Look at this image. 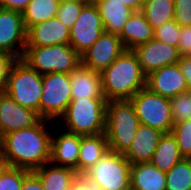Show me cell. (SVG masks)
<instances>
[{
  "mask_svg": "<svg viewBox=\"0 0 191 190\" xmlns=\"http://www.w3.org/2000/svg\"><path fill=\"white\" fill-rule=\"evenodd\" d=\"M85 174L103 190H128L131 188V163L120 153L108 151Z\"/></svg>",
  "mask_w": 191,
  "mask_h": 190,
  "instance_id": "obj_8",
  "label": "cell"
},
{
  "mask_svg": "<svg viewBox=\"0 0 191 190\" xmlns=\"http://www.w3.org/2000/svg\"><path fill=\"white\" fill-rule=\"evenodd\" d=\"M45 163L33 172L39 177L44 190H69L78 173L69 167Z\"/></svg>",
  "mask_w": 191,
  "mask_h": 190,
  "instance_id": "obj_24",
  "label": "cell"
},
{
  "mask_svg": "<svg viewBox=\"0 0 191 190\" xmlns=\"http://www.w3.org/2000/svg\"><path fill=\"white\" fill-rule=\"evenodd\" d=\"M103 32V22L97 6L85 5L70 29L69 44L81 56Z\"/></svg>",
  "mask_w": 191,
  "mask_h": 190,
  "instance_id": "obj_10",
  "label": "cell"
},
{
  "mask_svg": "<svg viewBox=\"0 0 191 190\" xmlns=\"http://www.w3.org/2000/svg\"><path fill=\"white\" fill-rule=\"evenodd\" d=\"M41 119L36 111L21 106L4 91L0 92V139L9 132L30 128Z\"/></svg>",
  "mask_w": 191,
  "mask_h": 190,
  "instance_id": "obj_14",
  "label": "cell"
},
{
  "mask_svg": "<svg viewBox=\"0 0 191 190\" xmlns=\"http://www.w3.org/2000/svg\"><path fill=\"white\" fill-rule=\"evenodd\" d=\"M140 124L171 133L172 119L170 99L152 92L147 87L139 90L131 99Z\"/></svg>",
  "mask_w": 191,
  "mask_h": 190,
  "instance_id": "obj_7",
  "label": "cell"
},
{
  "mask_svg": "<svg viewBox=\"0 0 191 190\" xmlns=\"http://www.w3.org/2000/svg\"><path fill=\"white\" fill-rule=\"evenodd\" d=\"M147 22L155 29L174 20V0H144L141 10Z\"/></svg>",
  "mask_w": 191,
  "mask_h": 190,
  "instance_id": "obj_27",
  "label": "cell"
},
{
  "mask_svg": "<svg viewBox=\"0 0 191 190\" xmlns=\"http://www.w3.org/2000/svg\"><path fill=\"white\" fill-rule=\"evenodd\" d=\"M84 6L85 4L80 0H60L56 17L68 29H71Z\"/></svg>",
  "mask_w": 191,
  "mask_h": 190,
  "instance_id": "obj_29",
  "label": "cell"
},
{
  "mask_svg": "<svg viewBox=\"0 0 191 190\" xmlns=\"http://www.w3.org/2000/svg\"><path fill=\"white\" fill-rule=\"evenodd\" d=\"M132 51L136 54L142 72L146 76L163 66L177 64L181 58L178 47L170 46L155 38L138 45Z\"/></svg>",
  "mask_w": 191,
  "mask_h": 190,
  "instance_id": "obj_13",
  "label": "cell"
},
{
  "mask_svg": "<svg viewBox=\"0 0 191 190\" xmlns=\"http://www.w3.org/2000/svg\"><path fill=\"white\" fill-rule=\"evenodd\" d=\"M166 172L150 162L131 164V189L166 190Z\"/></svg>",
  "mask_w": 191,
  "mask_h": 190,
  "instance_id": "obj_22",
  "label": "cell"
},
{
  "mask_svg": "<svg viewBox=\"0 0 191 190\" xmlns=\"http://www.w3.org/2000/svg\"><path fill=\"white\" fill-rule=\"evenodd\" d=\"M22 190H44V187L39 177L31 171L24 177Z\"/></svg>",
  "mask_w": 191,
  "mask_h": 190,
  "instance_id": "obj_38",
  "label": "cell"
},
{
  "mask_svg": "<svg viewBox=\"0 0 191 190\" xmlns=\"http://www.w3.org/2000/svg\"><path fill=\"white\" fill-rule=\"evenodd\" d=\"M106 105L105 98L72 99L60 117L65 122V131L82 136L105 133Z\"/></svg>",
  "mask_w": 191,
  "mask_h": 190,
  "instance_id": "obj_4",
  "label": "cell"
},
{
  "mask_svg": "<svg viewBox=\"0 0 191 190\" xmlns=\"http://www.w3.org/2000/svg\"><path fill=\"white\" fill-rule=\"evenodd\" d=\"M182 158L175 136L172 133H164L159 140L150 163L160 171L168 172Z\"/></svg>",
  "mask_w": 191,
  "mask_h": 190,
  "instance_id": "obj_25",
  "label": "cell"
},
{
  "mask_svg": "<svg viewBox=\"0 0 191 190\" xmlns=\"http://www.w3.org/2000/svg\"><path fill=\"white\" fill-rule=\"evenodd\" d=\"M170 105L174 124L191 119L190 91L170 98Z\"/></svg>",
  "mask_w": 191,
  "mask_h": 190,
  "instance_id": "obj_30",
  "label": "cell"
},
{
  "mask_svg": "<svg viewBox=\"0 0 191 190\" xmlns=\"http://www.w3.org/2000/svg\"><path fill=\"white\" fill-rule=\"evenodd\" d=\"M140 125L130 100H110L106 105V138L109 151L124 154Z\"/></svg>",
  "mask_w": 191,
  "mask_h": 190,
  "instance_id": "obj_3",
  "label": "cell"
},
{
  "mask_svg": "<svg viewBox=\"0 0 191 190\" xmlns=\"http://www.w3.org/2000/svg\"><path fill=\"white\" fill-rule=\"evenodd\" d=\"M180 26L174 21H168L154 29V38L173 47H178Z\"/></svg>",
  "mask_w": 191,
  "mask_h": 190,
  "instance_id": "obj_33",
  "label": "cell"
},
{
  "mask_svg": "<svg viewBox=\"0 0 191 190\" xmlns=\"http://www.w3.org/2000/svg\"><path fill=\"white\" fill-rule=\"evenodd\" d=\"M126 50L154 39V28L147 22L142 11H134L118 34Z\"/></svg>",
  "mask_w": 191,
  "mask_h": 190,
  "instance_id": "obj_20",
  "label": "cell"
},
{
  "mask_svg": "<svg viewBox=\"0 0 191 190\" xmlns=\"http://www.w3.org/2000/svg\"><path fill=\"white\" fill-rule=\"evenodd\" d=\"M178 143V148L183 158L191 156V119L174 124L171 132Z\"/></svg>",
  "mask_w": 191,
  "mask_h": 190,
  "instance_id": "obj_31",
  "label": "cell"
},
{
  "mask_svg": "<svg viewBox=\"0 0 191 190\" xmlns=\"http://www.w3.org/2000/svg\"><path fill=\"white\" fill-rule=\"evenodd\" d=\"M174 21L180 26H191V0H174Z\"/></svg>",
  "mask_w": 191,
  "mask_h": 190,
  "instance_id": "obj_34",
  "label": "cell"
},
{
  "mask_svg": "<svg viewBox=\"0 0 191 190\" xmlns=\"http://www.w3.org/2000/svg\"><path fill=\"white\" fill-rule=\"evenodd\" d=\"M109 151L106 134L81 135V143L78 158V174L85 173Z\"/></svg>",
  "mask_w": 191,
  "mask_h": 190,
  "instance_id": "obj_21",
  "label": "cell"
},
{
  "mask_svg": "<svg viewBox=\"0 0 191 190\" xmlns=\"http://www.w3.org/2000/svg\"><path fill=\"white\" fill-rule=\"evenodd\" d=\"M47 121L41 119L30 128L9 132L0 139V153L10 167L31 172L50 162L53 135L46 130Z\"/></svg>",
  "mask_w": 191,
  "mask_h": 190,
  "instance_id": "obj_1",
  "label": "cell"
},
{
  "mask_svg": "<svg viewBox=\"0 0 191 190\" xmlns=\"http://www.w3.org/2000/svg\"><path fill=\"white\" fill-rule=\"evenodd\" d=\"M29 172L30 171L22 168L9 166L7 170L1 175L0 190H22L24 177Z\"/></svg>",
  "mask_w": 191,
  "mask_h": 190,
  "instance_id": "obj_32",
  "label": "cell"
},
{
  "mask_svg": "<svg viewBox=\"0 0 191 190\" xmlns=\"http://www.w3.org/2000/svg\"><path fill=\"white\" fill-rule=\"evenodd\" d=\"M60 0H31L22 12L26 30L33 25L56 17Z\"/></svg>",
  "mask_w": 191,
  "mask_h": 190,
  "instance_id": "obj_26",
  "label": "cell"
},
{
  "mask_svg": "<svg viewBox=\"0 0 191 190\" xmlns=\"http://www.w3.org/2000/svg\"><path fill=\"white\" fill-rule=\"evenodd\" d=\"M42 88L40 117L50 121L59 119L72 100L70 74L55 72L44 74Z\"/></svg>",
  "mask_w": 191,
  "mask_h": 190,
  "instance_id": "obj_9",
  "label": "cell"
},
{
  "mask_svg": "<svg viewBox=\"0 0 191 190\" xmlns=\"http://www.w3.org/2000/svg\"><path fill=\"white\" fill-rule=\"evenodd\" d=\"M72 99L105 98L100 72L80 64L70 73Z\"/></svg>",
  "mask_w": 191,
  "mask_h": 190,
  "instance_id": "obj_19",
  "label": "cell"
},
{
  "mask_svg": "<svg viewBox=\"0 0 191 190\" xmlns=\"http://www.w3.org/2000/svg\"><path fill=\"white\" fill-rule=\"evenodd\" d=\"M8 167H9L8 161L0 153V178H1V175L7 170Z\"/></svg>",
  "mask_w": 191,
  "mask_h": 190,
  "instance_id": "obj_42",
  "label": "cell"
},
{
  "mask_svg": "<svg viewBox=\"0 0 191 190\" xmlns=\"http://www.w3.org/2000/svg\"><path fill=\"white\" fill-rule=\"evenodd\" d=\"M100 75L107 101L130 100L146 86V75L132 50H125Z\"/></svg>",
  "mask_w": 191,
  "mask_h": 190,
  "instance_id": "obj_2",
  "label": "cell"
},
{
  "mask_svg": "<svg viewBox=\"0 0 191 190\" xmlns=\"http://www.w3.org/2000/svg\"><path fill=\"white\" fill-rule=\"evenodd\" d=\"M145 87L169 99L189 91L186 79L178 63L163 66L148 74Z\"/></svg>",
  "mask_w": 191,
  "mask_h": 190,
  "instance_id": "obj_15",
  "label": "cell"
},
{
  "mask_svg": "<svg viewBox=\"0 0 191 190\" xmlns=\"http://www.w3.org/2000/svg\"><path fill=\"white\" fill-rule=\"evenodd\" d=\"M163 134L158 129L140 124L131 146L123 155L131 164L150 162Z\"/></svg>",
  "mask_w": 191,
  "mask_h": 190,
  "instance_id": "obj_17",
  "label": "cell"
},
{
  "mask_svg": "<svg viewBox=\"0 0 191 190\" xmlns=\"http://www.w3.org/2000/svg\"><path fill=\"white\" fill-rule=\"evenodd\" d=\"M4 92L18 104L36 111L40 116L42 75L22 59H17L12 65Z\"/></svg>",
  "mask_w": 191,
  "mask_h": 190,
  "instance_id": "obj_6",
  "label": "cell"
},
{
  "mask_svg": "<svg viewBox=\"0 0 191 190\" xmlns=\"http://www.w3.org/2000/svg\"><path fill=\"white\" fill-rule=\"evenodd\" d=\"M125 50L126 48L118 34L104 31L99 39L81 55V64L101 72Z\"/></svg>",
  "mask_w": 191,
  "mask_h": 190,
  "instance_id": "obj_12",
  "label": "cell"
},
{
  "mask_svg": "<svg viewBox=\"0 0 191 190\" xmlns=\"http://www.w3.org/2000/svg\"><path fill=\"white\" fill-rule=\"evenodd\" d=\"M70 29L57 17L30 26L26 32V47L69 44Z\"/></svg>",
  "mask_w": 191,
  "mask_h": 190,
  "instance_id": "obj_16",
  "label": "cell"
},
{
  "mask_svg": "<svg viewBox=\"0 0 191 190\" xmlns=\"http://www.w3.org/2000/svg\"><path fill=\"white\" fill-rule=\"evenodd\" d=\"M178 64L186 79L189 91H191V56L181 57Z\"/></svg>",
  "mask_w": 191,
  "mask_h": 190,
  "instance_id": "obj_40",
  "label": "cell"
},
{
  "mask_svg": "<svg viewBox=\"0 0 191 190\" xmlns=\"http://www.w3.org/2000/svg\"><path fill=\"white\" fill-rule=\"evenodd\" d=\"M69 190H103L93 179L85 173L78 174Z\"/></svg>",
  "mask_w": 191,
  "mask_h": 190,
  "instance_id": "obj_37",
  "label": "cell"
},
{
  "mask_svg": "<svg viewBox=\"0 0 191 190\" xmlns=\"http://www.w3.org/2000/svg\"><path fill=\"white\" fill-rule=\"evenodd\" d=\"M39 74H70L81 64V56L70 44L25 47L21 58Z\"/></svg>",
  "mask_w": 191,
  "mask_h": 190,
  "instance_id": "obj_5",
  "label": "cell"
},
{
  "mask_svg": "<svg viewBox=\"0 0 191 190\" xmlns=\"http://www.w3.org/2000/svg\"><path fill=\"white\" fill-rule=\"evenodd\" d=\"M100 0H82L85 5H96Z\"/></svg>",
  "mask_w": 191,
  "mask_h": 190,
  "instance_id": "obj_43",
  "label": "cell"
},
{
  "mask_svg": "<svg viewBox=\"0 0 191 190\" xmlns=\"http://www.w3.org/2000/svg\"><path fill=\"white\" fill-rule=\"evenodd\" d=\"M26 32L22 13L0 8V52L21 59L26 47Z\"/></svg>",
  "mask_w": 191,
  "mask_h": 190,
  "instance_id": "obj_11",
  "label": "cell"
},
{
  "mask_svg": "<svg viewBox=\"0 0 191 190\" xmlns=\"http://www.w3.org/2000/svg\"><path fill=\"white\" fill-rule=\"evenodd\" d=\"M102 18L104 31L119 34L134 12L120 0H100L96 4Z\"/></svg>",
  "mask_w": 191,
  "mask_h": 190,
  "instance_id": "obj_23",
  "label": "cell"
},
{
  "mask_svg": "<svg viewBox=\"0 0 191 190\" xmlns=\"http://www.w3.org/2000/svg\"><path fill=\"white\" fill-rule=\"evenodd\" d=\"M120 1L133 11H141L144 4V0H120Z\"/></svg>",
  "mask_w": 191,
  "mask_h": 190,
  "instance_id": "obj_41",
  "label": "cell"
},
{
  "mask_svg": "<svg viewBox=\"0 0 191 190\" xmlns=\"http://www.w3.org/2000/svg\"><path fill=\"white\" fill-rule=\"evenodd\" d=\"M81 135L69 132L51 138V164L69 167L78 173V158Z\"/></svg>",
  "mask_w": 191,
  "mask_h": 190,
  "instance_id": "obj_18",
  "label": "cell"
},
{
  "mask_svg": "<svg viewBox=\"0 0 191 190\" xmlns=\"http://www.w3.org/2000/svg\"><path fill=\"white\" fill-rule=\"evenodd\" d=\"M166 190H191V161L182 158L166 172Z\"/></svg>",
  "mask_w": 191,
  "mask_h": 190,
  "instance_id": "obj_28",
  "label": "cell"
},
{
  "mask_svg": "<svg viewBox=\"0 0 191 190\" xmlns=\"http://www.w3.org/2000/svg\"><path fill=\"white\" fill-rule=\"evenodd\" d=\"M178 51L181 57L191 56V26L180 27Z\"/></svg>",
  "mask_w": 191,
  "mask_h": 190,
  "instance_id": "obj_36",
  "label": "cell"
},
{
  "mask_svg": "<svg viewBox=\"0 0 191 190\" xmlns=\"http://www.w3.org/2000/svg\"><path fill=\"white\" fill-rule=\"evenodd\" d=\"M16 60V57L0 52V92L6 88L10 69Z\"/></svg>",
  "mask_w": 191,
  "mask_h": 190,
  "instance_id": "obj_35",
  "label": "cell"
},
{
  "mask_svg": "<svg viewBox=\"0 0 191 190\" xmlns=\"http://www.w3.org/2000/svg\"><path fill=\"white\" fill-rule=\"evenodd\" d=\"M31 0H0V8L22 13Z\"/></svg>",
  "mask_w": 191,
  "mask_h": 190,
  "instance_id": "obj_39",
  "label": "cell"
}]
</instances>
